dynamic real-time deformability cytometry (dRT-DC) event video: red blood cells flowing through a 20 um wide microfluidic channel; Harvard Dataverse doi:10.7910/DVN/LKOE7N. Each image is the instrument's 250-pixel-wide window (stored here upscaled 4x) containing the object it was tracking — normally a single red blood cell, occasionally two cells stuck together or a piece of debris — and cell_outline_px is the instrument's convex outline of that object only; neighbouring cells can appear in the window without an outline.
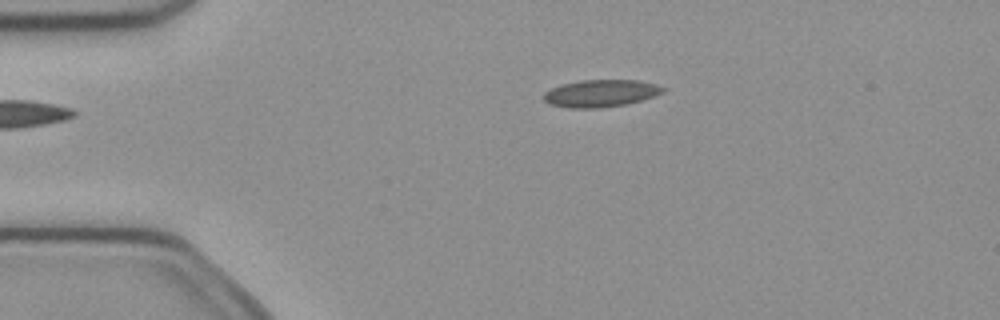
{"species": "common noctule bat (a hibernating species)", "species_latin": "Nyctalus noctula", "temperature_condition": "cold", "stored_images_in_passage": 6, "camera_frame_rate_fps": 3000, "um_per_image_px": 0.085, "animal": {"sex": "female", "body_mass_g": 21.9}, "frame": {"image": 1, "passage_image": 6, "time_ms": 1.667, "image_size_px": [1000, 320], "cell_outline_px": [[668, 88], [664, 92], [640, 100], [624, 104], [600, 108], [568, 108], [548, 104], [544, 100], [544, 92], [560, 84], [580, 80], [640, 80], [656, 84]], "centroid_in_image_um": [51.05, 7.92], "position_along_channel_um": 34.0, "area_um2": 19.02}}